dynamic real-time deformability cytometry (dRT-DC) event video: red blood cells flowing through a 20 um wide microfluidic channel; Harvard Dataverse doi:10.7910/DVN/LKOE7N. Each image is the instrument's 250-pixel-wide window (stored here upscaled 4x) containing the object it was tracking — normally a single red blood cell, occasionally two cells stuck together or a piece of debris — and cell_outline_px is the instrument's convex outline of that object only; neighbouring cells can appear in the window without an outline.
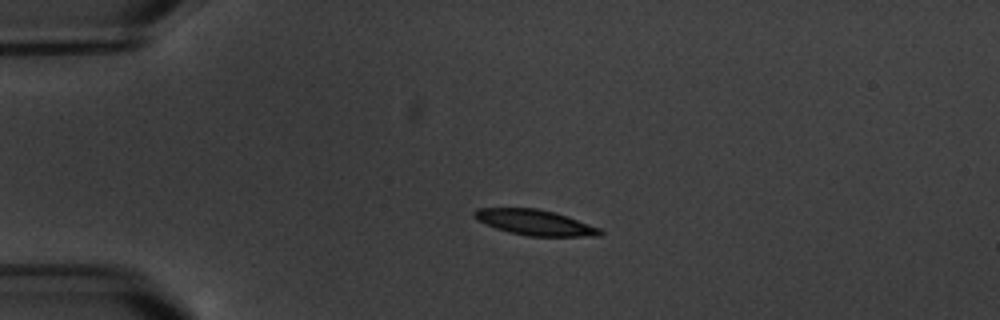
{"species": "common noctule bat (a hibernating species)", "species_latin": "Nyctalus noctula", "temperature_condition": "warm", "stored_images_in_passage": 11, "camera_frame_rate_fps": 3000, "um_per_image_px": 0.085, "animal": {"sex": "male", "body_mass_g": 20.1, "forearm_length_mm": 53.5}, "frame": {"image": 1, "passage_image": 4, "time_ms": 3.667, "image_size_px": [1000, 320], "cell_outline_px": [[604, 232], [600, 236], [528, 236], [508, 232], [484, 224], [476, 220], [472, 216], [472, 212], [476, 208], [536, 208], [556, 212], [568, 216], [600, 228]], "centroid_in_image_um": [45.44, 18.9], "position_along_channel_um": 39.6, "area_um2": 18.9}}
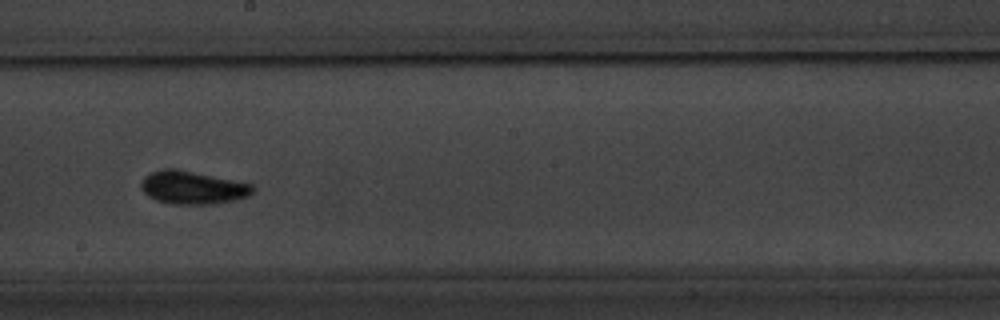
{"frame": {"image": 2, "passage_image": 10, "time_ms": 10.333, "image_size_px": [1000, 320], "cell_outline_px": [[256, 188], [248, 196], [236, 200], [216, 204], [172, 204], [156, 200], [144, 192], [140, 188], [140, 180], [144, 176], [152, 172], [192, 172], [252, 184]], "centroid_in_image_um": [16.42, 16.0], "position_along_channel_um": 231.8, "area_um2": 20.69}}